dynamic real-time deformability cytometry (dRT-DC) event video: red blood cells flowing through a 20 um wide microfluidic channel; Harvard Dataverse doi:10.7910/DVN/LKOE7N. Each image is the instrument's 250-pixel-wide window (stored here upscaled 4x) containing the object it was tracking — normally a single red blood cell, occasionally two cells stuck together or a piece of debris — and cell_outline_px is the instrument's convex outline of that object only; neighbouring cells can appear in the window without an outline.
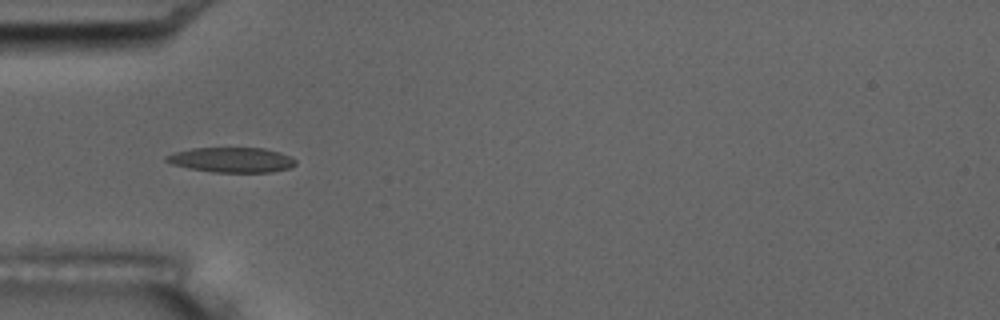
{"species": "common noctule bat (a hibernating species)", "species_latin": "Nyctalus noctula", "temperature_condition": "room temperature", "stored_images_in_passage": 14, "camera_frame_rate_fps": 3000, "um_per_image_px": 0.085, "animal": {"sex": "male", "body_mass_g": 17.5, "forearm_length_mm": 52.3}, "frame": {"image": 1, "passage_image": 3, "time_ms": 3.0, "image_size_px": [1000, 320], "cell_outline_px": [[296, 164], [288, 168], [272, 172], [212, 172], [188, 168], [172, 164], [164, 160], [164, 156], [176, 152], [192, 148], [264, 148], [280, 152], [296, 160]], "centroid_in_image_um": [19.67, 13.59], "position_along_channel_um": 65.3, "area_um2": 18.79}}
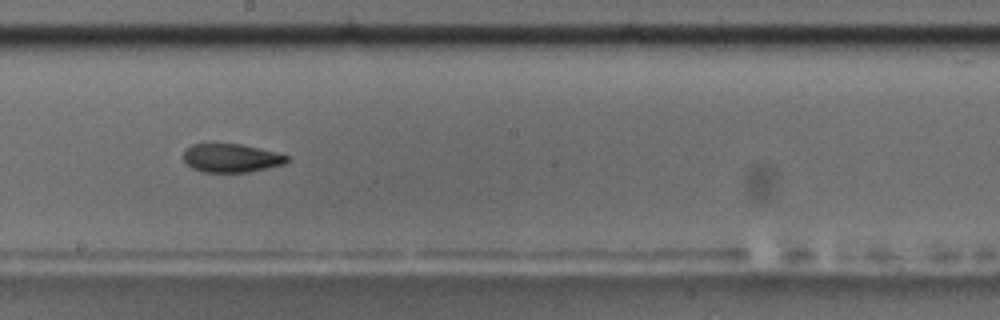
{"frame": {"image": 2, "passage_image": 7, "time_ms": 7.667, "image_size_px": [1000, 320], "cell_outline_px": [[292, 160], [284, 164], [268, 168], [248, 172], [204, 172], [192, 168], [184, 164], [184, 152], [192, 144], [240, 144], [260, 148], [276, 152], [288, 156]], "centroid_in_image_um": [19.68, 13.44], "position_along_channel_um": 228.5, "area_um2": 17.28}, "authors_computed_cell_mechanics": {"area_um2": 18.0914, "velocity_mm_per_s": 3.5187, "shape_relaxation_time_tau1_ms": null, "shape_relaxation_time_tau2_ms": 1.9172, "deformation_change_tau1": null, "deformation_change_tau2": 0.0814}}